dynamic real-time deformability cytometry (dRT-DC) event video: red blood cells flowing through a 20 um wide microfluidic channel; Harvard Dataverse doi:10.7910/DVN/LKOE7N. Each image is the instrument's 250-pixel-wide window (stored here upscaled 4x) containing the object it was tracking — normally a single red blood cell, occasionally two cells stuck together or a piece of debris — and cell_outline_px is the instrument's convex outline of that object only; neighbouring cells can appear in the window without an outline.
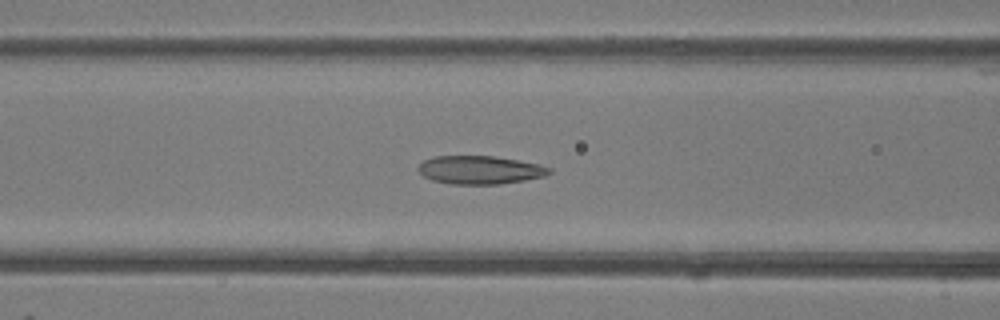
{"species": "common noctule bat (a hibernating species)", "species_latin": "Nyctalus noctula", "temperature_condition": "room temperature", "stored_images_in_passage": 46, "camera_frame_rate_fps": 3000, "um_per_image_px": 0.085, "animal": {"sex": "female"}, "frame": {"image": 1, "passage_image": 16, "time_ms": 5.0, "image_size_px": [1000, 320], "cell_outline_px": [[552, 172], [544, 176], [524, 180], [500, 184], [452, 184], [432, 180], [424, 176], [416, 168], [424, 160], [432, 156], [492, 156], [540, 164], [552, 168]], "centroid_in_image_um": [40.79, 14.44], "position_along_channel_um": 125.8, "area_um2": 21.56}}
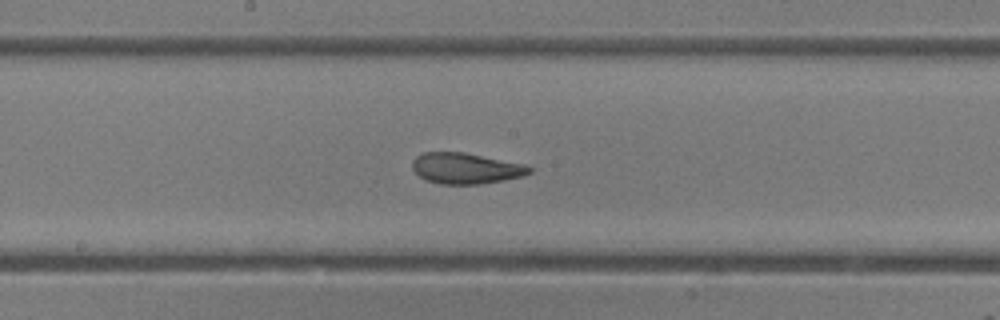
{"frame": {"image": 2, "passage_image": 22, "time_ms": 7.0, "image_size_px": [1000, 320], "cell_outline_px": [[532, 172], [524, 176], [504, 180], [480, 184], [440, 184], [428, 180], [420, 176], [412, 168], [412, 160], [416, 156], [424, 152], [464, 152], [524, 164], [532, 168]], "centroid_in_image_um": [39.6, 14.3], "position_along_channel_um": 208.6, "area_um2": 21.04}}
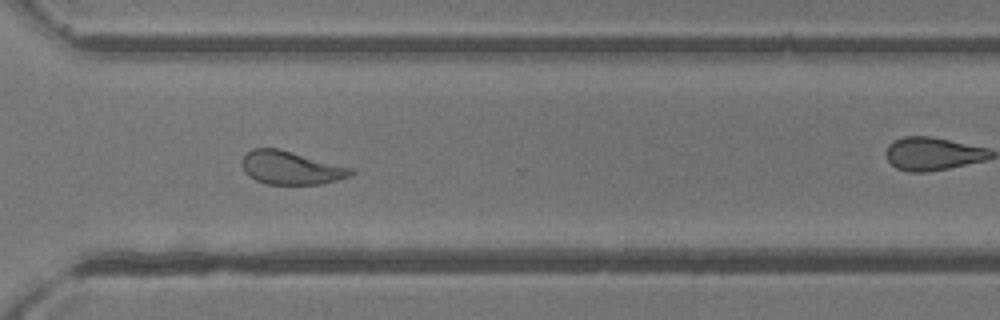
{"frame": {"image": 3, "passage_image": 32, "time_ms": 10.333, "image_size_px": [1000, 320], "cell_outline_px": [[356, 172], [352, 176], [320, 184], [268, 184], [256, 180], [248, 176], [244, 172], [244, 156], [252, 148], [276, 148], [352, 168]], "centroid_in_image_um": [24.75, 14.28], "position_along_channel_um": 345.8, "area_um2": 20.75}, "authors_computed_cell_mechanics": {"area_um2": 22.6865, "velocity_mm_per_s": 4.1308, "shape_relaxation_time_tau1_ms": 5.7654, "shape_relaxation_time_tau2_ms": 1.4097, "deformation_change_tau1": 0.1698, "deformation_change_tau2": 0.0767}}